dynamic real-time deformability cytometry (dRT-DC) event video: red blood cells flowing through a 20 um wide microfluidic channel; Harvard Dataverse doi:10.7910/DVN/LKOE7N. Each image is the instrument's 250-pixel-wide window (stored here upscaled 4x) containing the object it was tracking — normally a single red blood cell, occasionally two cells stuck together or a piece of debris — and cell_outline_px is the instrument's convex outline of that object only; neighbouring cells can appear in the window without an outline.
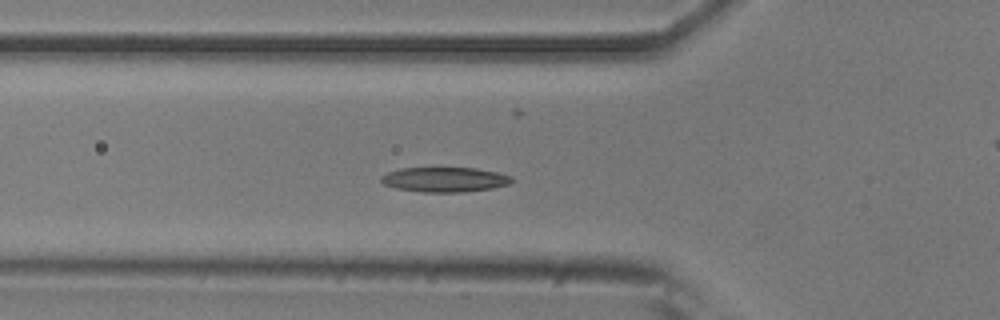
{"species": "common noctule bat (a hibernating species)", "species_latin": "Nyctalus noctula", "temperature_condition": "room temperature", "stored_images_in_passage": 45, "camera_frame_rate_fps": 3000, "um_per_image_px": 0.085, "animal": {"sex": "male", "body_mass_g": 20.5, "forearm_length_mm": 52.5}, "frame": {"image": 1, "passage_image": 9, "time_ms": 2.667, "image_size_px": [1000, 320], "cell_outline_px": [[512, 180], [508, 184], [492, 188], [464, 192], [424, 192], [396, 188], [384, 184], [380, 180], [380, 176], [388, 172], [400, 168], [476, 168], [496, 172], [512, 176]], "centroid_in_image_um": [37.78, 15.26], "position_along_channel_um": 88.0, "area_um2": 18.79}}
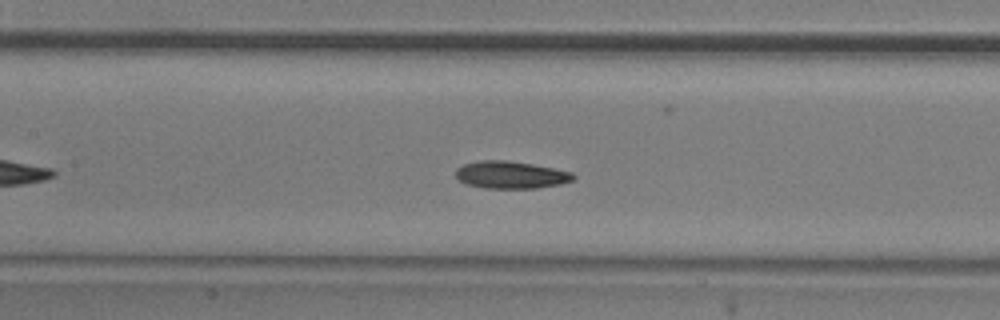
{"frame": {"image": 2, "passage_image": 15, "time_ms": 4.667, "image_size_px": [1000, 320], "cell_outline_px": [[576, 176], [572, 180], [560, 184], [536, 188], [484, 188], [468, 184], [460, 180], [456, 176], [456, 168], [464, 164], [480, 160], [508, 160], [532, 164], [572, 172]], "centroid_in_image_um": [43.41, 14.86], "position_along_channel_um": 164.0, "area_um2": 18.61}}
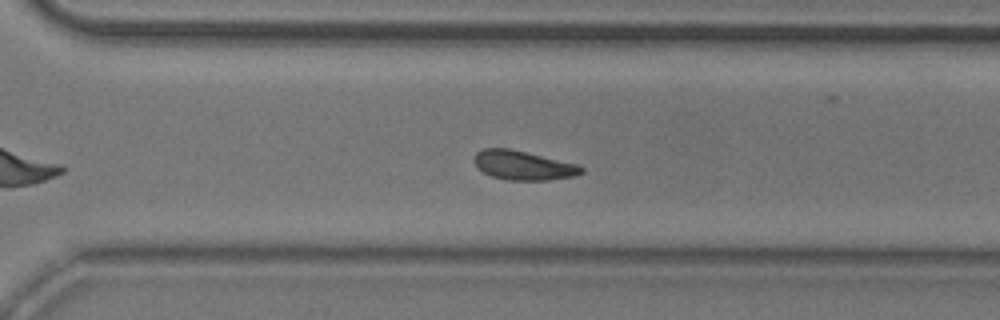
{"frame": {"image": 3, "passage_image": 28, "time_ms": 9.0, "image_size_px": [1000, 320], "cell_outline_px": [[584, 172], [572, 176], [548, 180], [508, 180], [492, 176], [476, 168], [472, 160], [472, 156], [476, 152], [484, 148], [508, 148], [576, 164], [584, 168]], "centroid_in_image_um": [44.4, 14.05], "position_along_channel_um": 326.2, "area_um2": 18.15}, "authors_computed_cell_mechanics": {"area_um2": 18.3226, "velocity_mm_per_s": 3.7584, "shape_relaxation_time_tau1_ms": 4.7341, "shape_relaxation_time_tau2_ms": null, "deformation_change_tau1": 0.1181, "deformation_change_tau2": null}}